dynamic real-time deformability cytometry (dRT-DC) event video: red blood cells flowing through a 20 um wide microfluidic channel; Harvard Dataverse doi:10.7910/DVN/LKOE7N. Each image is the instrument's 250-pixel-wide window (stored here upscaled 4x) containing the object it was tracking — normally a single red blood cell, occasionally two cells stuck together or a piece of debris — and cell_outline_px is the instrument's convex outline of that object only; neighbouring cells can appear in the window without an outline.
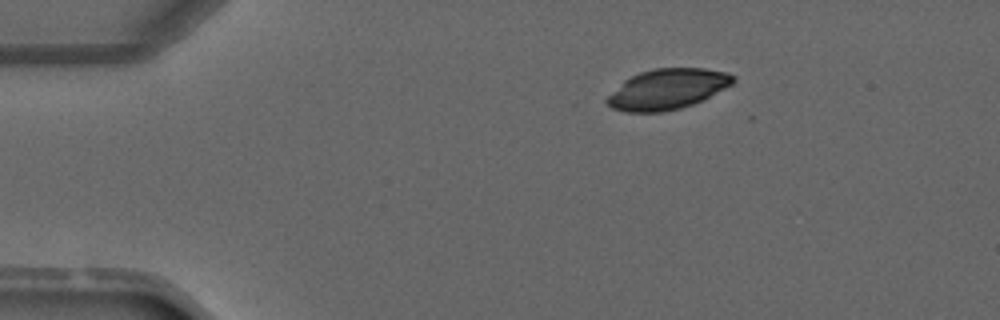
{"species": "common noctule bat (a hibernating species)", "species_latin": "Nyctalus noctula", "temperature_condition": "warm", "stored_images_in_passage": 4, "segment_of_instrument_passage": [1, 2], "camera_frame_rate_fps": 3000, "um_per_image_px": 0.085, "animal": {"sex": "male", "forearm_length_mm": 52.5}, "frame": {"image": 1, "passage_image": 1, "time_ms": 0.0, "image_size_px": [1000, 320], "cell_outline_px": [[736, 80], [732, 84], [692, 104], [680, 108], [664, 112], [628, 112], [612, 108], [604, 100], [624, 80], [640, 72], [656, 68], [704, 68], [724, 72], [736, 76]], "centroid_in_image_um": [56.71, 7.57], "position_along_channel_um": 28.3, "area_um2": 29.3}}